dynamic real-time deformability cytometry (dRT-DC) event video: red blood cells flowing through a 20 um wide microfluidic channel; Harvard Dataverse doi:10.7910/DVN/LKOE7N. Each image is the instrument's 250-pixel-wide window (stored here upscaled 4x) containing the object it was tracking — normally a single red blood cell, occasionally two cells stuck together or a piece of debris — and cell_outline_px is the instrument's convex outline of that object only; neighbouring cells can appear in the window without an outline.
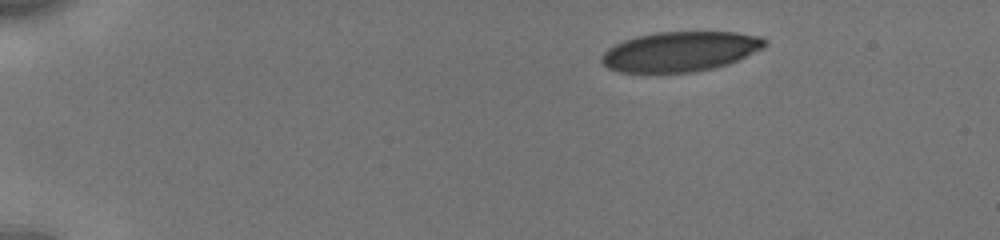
{"species": "human", "species_latin": "Homo sapiens", "temperature_condition": "cold", "stored_images_in_passage": 46, "camera_frame_rate_fps": 3000, "um_per_image_px": 0.085, "donor": {"sex": "male"}, "frame": {"image": 1, "passage_image": 1, "time_ms": 0.0, "image_size_px": [1000, 240], "cell_outline_px": [[768, 44], [764, 48], [728, 64], [712, 68], [692, 72], [620, 72], [608, 68], [600, 60], [600, 56], [608, 48], [624, 40], [636, 36], [656, 32], [736, 32], [760, 36], [768, 40]], "centroid_in_image_um": [57.83, 4.37], "position_along_channel_um": 27.2, "area_um2": 37.97}}
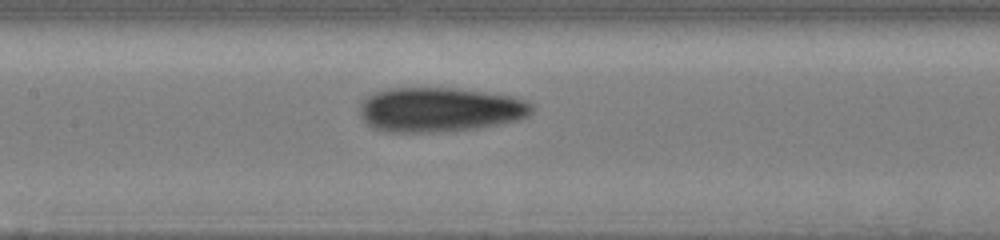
{"frame": {"image": 2, "passage_image": 20, "time_ms": 6.333, "image_size_px": [1000, 240], "cell_outline_px": [[532, 112], [528, 116], [516, 120], [476, 128], [432, 132], [392, 132], [372, 128], [360, 116], [360, 100], [372, 92], [384, 88], [456, 88], [512, 96], [528, 100], [532, 104]], "centroid_in_image_um": [37.33, 9.3], "position_along_channel_um": 170.1, "area_um2": 44.8}}
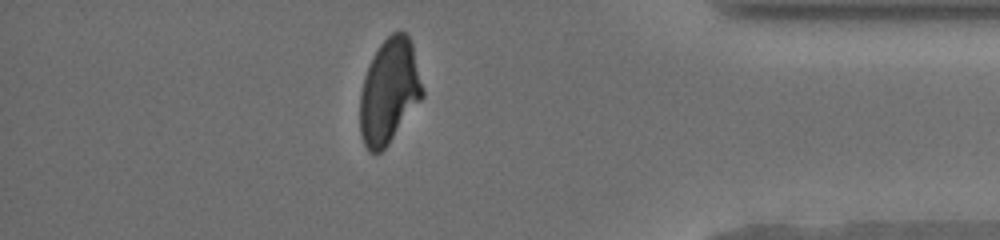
{"frame": {"image": 3, "passage_image": 40, "time_ms": 13.0, "image_size_px": [1000, 240], "cell_outline_px": [[424, 96], [388, 144], [380, 152], [368, 152], [364, 144], [360, 132], [360, 92], [364, 76], [372, 56], [380, 44], [392, 32], [404, 32], [408, 36], [412, 44], [424, 88]], "centroid_in_image_um": [33.08, 7.75], "position_along_channel_um": 402.1, "area_um2": 38.15}, "authors_computed_cell_mechanics": {"area_um2": 41.5004, "velocity_mm_per_s": 3.8585, "shape_relaxation_time_tau1_ms": 8.7885, "shape_relaxation_time_tau2_ms": 1.7747, "deformation_change_tau1": 0.1981, "deformation_change_tau2": 0.0727}}